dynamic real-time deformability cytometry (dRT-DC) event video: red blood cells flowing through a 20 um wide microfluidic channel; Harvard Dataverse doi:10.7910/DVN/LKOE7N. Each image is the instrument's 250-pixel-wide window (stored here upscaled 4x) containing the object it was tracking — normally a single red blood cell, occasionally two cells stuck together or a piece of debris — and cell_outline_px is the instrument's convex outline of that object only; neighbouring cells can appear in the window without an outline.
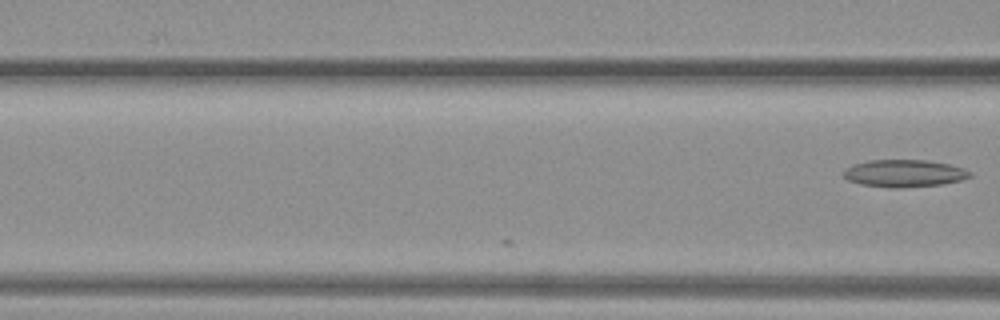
{"species": "common noctule bat (a hibernating species)", "species_latin": "Nyctalus noctula", "temperature_condition": "warm", "stored_images_in_passage": 5, "camera_frame_rate_fps": 3000, "um_per_image_px": 0.085, "animal": {"sex": "female", "body_mass_g": 19.3, "forearm_length_mm": 54.1}, "frame": {"image": 1, "passage_image": 5, "time_ms": 1.333, "image_size_px": [1000, 320], "cell_outline_px": [[972, 176], [960, 180], [940, 184], [904, 188], [896, 188], [860, 184], [848, 180], [844, 176], [844, 168], [852, 164], [868, 160], [924, 160], [948, 164], [964, 168], [972, 172]], "centroid_in_image_um": [76.84, 14.73], "position_along_channel_um": 89.8, "area_um2": 20.11}}